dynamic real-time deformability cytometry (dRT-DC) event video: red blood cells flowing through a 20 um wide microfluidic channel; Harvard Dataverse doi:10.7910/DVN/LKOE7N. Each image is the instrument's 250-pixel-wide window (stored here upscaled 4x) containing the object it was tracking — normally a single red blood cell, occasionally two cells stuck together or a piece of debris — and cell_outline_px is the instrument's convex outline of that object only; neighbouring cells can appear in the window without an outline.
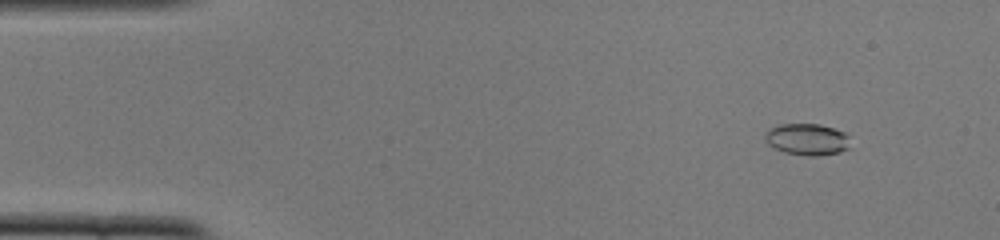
{"species": "common noctule bat (a hibernating species)", "species_latin": "Nyctalus noctula", "temperature_condition": "cold", "stored_images_in_passage": 48, "camera_frame_rate_fps": 3000, "um_per_image_px": 0.085, "animal": {"sex": "female", "body_mass_g": 22.0, "forearm_length_mm": 56.7}, "frame": {"image": 1, "passage_image": 3, "time_ms": 0.667, "image_size_px": [1000, 240], "cell_outline_px": [[848, 148], [840, 152], [820, 156], [808, 156], [784, 152], [768, 144], [764, 140], [764, 136], [768, 128], [780, 124], [820, 124], [844, 132], [848, 136]], "centroid_in_image_um": [68.57, 11.84], "position_along_channel_um": 16.4, "area_um2": 15.72}}
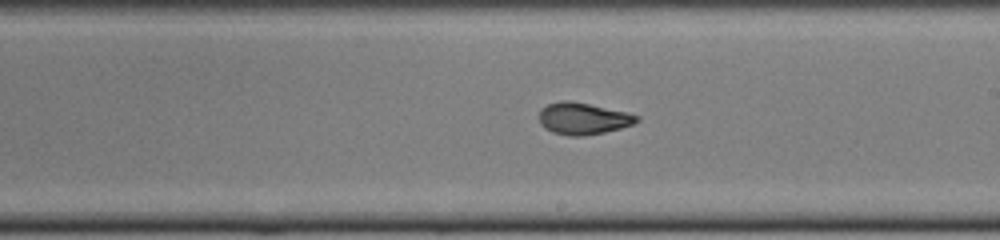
{"frame": {"image": 2, "passage_image": 26, "time_ms": 8.333, "image_size_px": [1000, 240], "cell_outline_px": [[640, 120], [632, 124], [620, 128], [604, 132], [584, 136], [568, 136], [552, 132], [544, 128], [540, 124], [540, 108], [548, 104], [560, 100], [568, 100], [628, 112], [640, 116]], "centroid_in_image_um": [49.55, 10.08], "position_along_channel_um": 239.5, "area_um2": 18.15}}
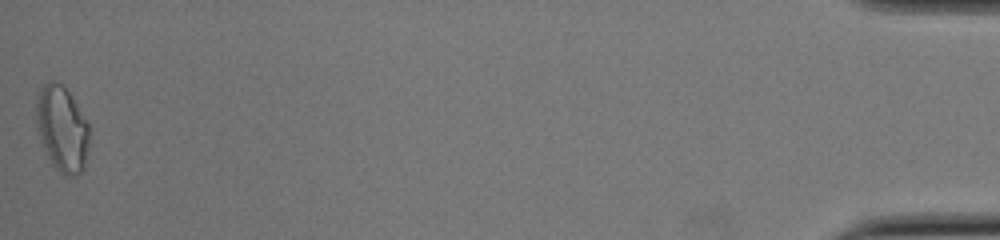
{"frame": {"image": 3, "passage_image": 48, "time_ms": 15.667, "image_size_px": [1000, 240], "cell_outline_px": [[88, 148], [84, 168], [76, 176], [64, 176], [52, 164], [48, 156], [36, 128], [36, 92], [48, 80], [56, 80], [72, 96], [88, 120]], "centroid_in_image_um": [5.26, 10.91], "position_along_channel_um": 429.9, "area_um2": 26.7}, "authors_computed_cell_mechanics": {"area_um2": 17.1666, "velocity_mm_per_s": 3.9193, "shape_relaxation_time_tau1_ms": 3.2999, "shape_relaxation_time_tau2_ms": 3.1744, "deformation_change_tau1": 0.0724, "deformation_change_tau2": 0.0925}}